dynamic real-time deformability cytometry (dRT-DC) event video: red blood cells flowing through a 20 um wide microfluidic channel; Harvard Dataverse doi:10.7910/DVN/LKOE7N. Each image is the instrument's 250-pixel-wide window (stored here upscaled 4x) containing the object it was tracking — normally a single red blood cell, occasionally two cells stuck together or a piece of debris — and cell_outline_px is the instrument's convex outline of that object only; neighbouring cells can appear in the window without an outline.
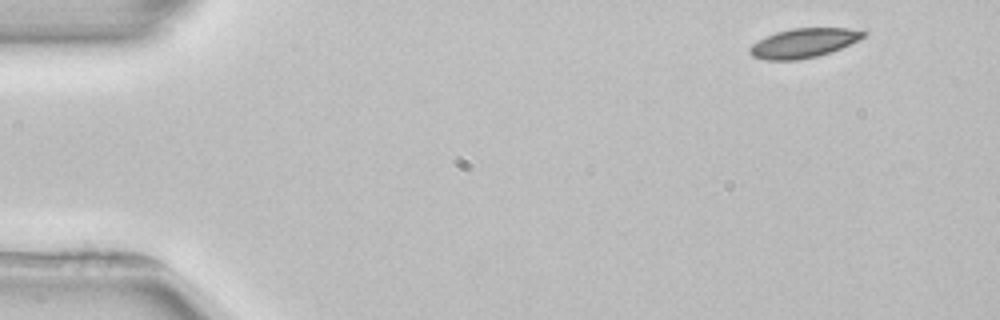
{"species": "common noctule bat (a hibernating species)", "species_latin": "Nyctalus noctula", "temperature_condition": "room temperature", "stored_images_in_passage": 4, "camera_frame_rate_fps": 3000, "um_per_image_px": 0.085, "animal": {"sex": "female", "body_mass_g": 22.7, "forearm_length_mm": 54.2}, "frame": {"image": 1, "passage_image": 1, "time_ms": 0.0, "image_size_px": [1000, 320], "cell_outline_px": [[868, 32], [864, 36], [840, 48], [816, 56], [796, 60], [764, 60], [752, 56], [748, 52], [748, 48], [752, 44], [776, 32], [792, 28], [848, 28]], "centroid_in_image_um": [68.25, 3.66], "position_along_channel_um": 16.7, "area_um2": 19.07}}